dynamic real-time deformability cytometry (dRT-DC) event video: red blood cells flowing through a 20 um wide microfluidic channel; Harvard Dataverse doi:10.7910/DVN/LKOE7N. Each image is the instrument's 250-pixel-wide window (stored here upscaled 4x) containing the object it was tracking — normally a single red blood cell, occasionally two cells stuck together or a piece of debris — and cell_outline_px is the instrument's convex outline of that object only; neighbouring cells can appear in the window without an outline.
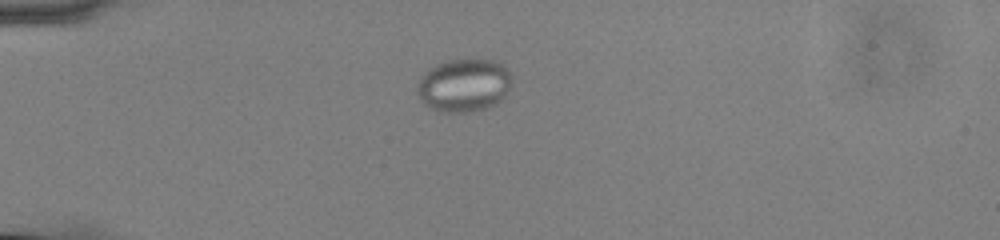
{"species": "common noctule bat (a hibernating species)", "species_latin": "Nyctalus noctula", "temperature_condition": "cold", "stored_images_in_passage": 42, "camera_frame_rate_fps": 3000, "um_per_image_px": 0.085, "animal": {"sex": "male", "body_mass_g": 13.0, "forearm_length_mm": 53.1}, "frame": {"image": 1, "passage_image": 1, "time_ms": 0.0, "image_size_px": [1000, 240], "cell_outline_px": [[512, 84], [504, 96], [496, 104], [484, 108], [468, 112], [444, 112], [432, 108], [424, 104], [420, 100], [416, 92], [416, 84], [420, 76], [432, 68], [448, 60], [492, 60], [500, 64], [512, 76]], "centroid_in_image_um": [39.41, 7.26], "position_along_channel_um": 45.6, "area_um2": 29.02}}
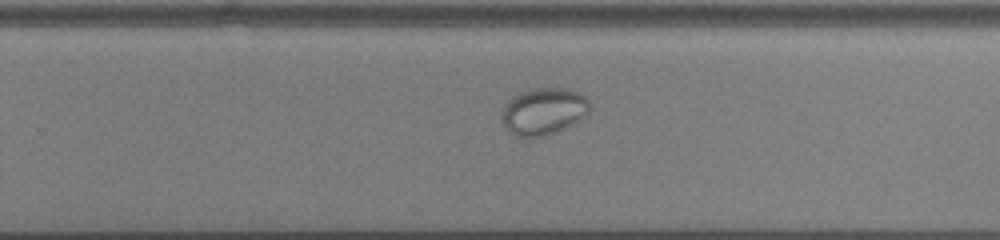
{"frame": {"image": 2, "passage_image": 23, "time_ms": 7.333, "image_size_px": [1000, 240], "cell_outline_px": [[588, 112], [580, 120], [556, 132], [544, 136], [516, 136], [508, 132], [504, 124], [504, 104], [512, 96], [532, 88], [568, 88], [580, 92], [588, 100]], "centroid_in_image_um": [46.21, 9.44], "position_along_channel_um": 283.6, "area_um2": 23.81}}
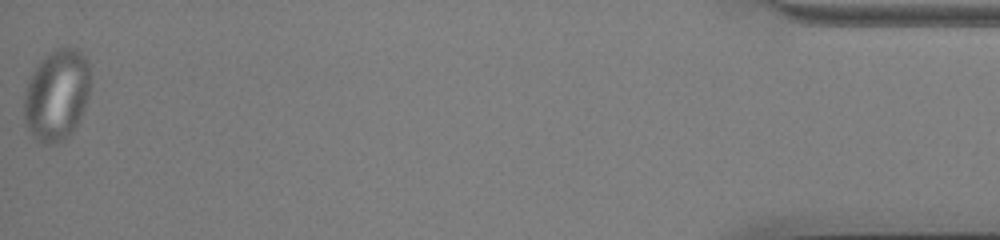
{"frame": {"image": 3, "passage_image": 42, "time_ms": 13.667, "image_size_px": [1000, 240], "cell_outline_px": [[88, 96], [80, 116], [72, 132], [68, 136], [52, 144], [44, 144], [36, 140], [32, 136], [24, 120], [24, 92], [28, 80], [32, 72], [40, 60], [48, 52], [56, 48], [76, 48], [88, 60]], "centroid_in_image_um": [4.78, 8.06], "position_along_channel_um": 430.4, "area_um2": 35.03}}